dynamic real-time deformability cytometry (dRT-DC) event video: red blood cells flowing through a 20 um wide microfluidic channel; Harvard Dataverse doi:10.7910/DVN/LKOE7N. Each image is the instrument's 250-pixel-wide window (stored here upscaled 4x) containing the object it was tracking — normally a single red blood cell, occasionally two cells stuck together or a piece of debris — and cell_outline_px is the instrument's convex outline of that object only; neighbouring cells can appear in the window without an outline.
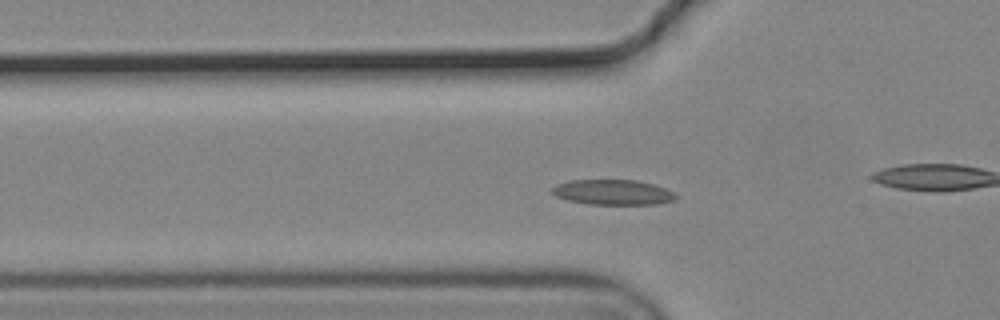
{"species": "common noctule bat (a hibernating species)", "species_latin": "Nyctalus noctula", "temperature_condition": "cold", "stored_images_in_passage": 54, "camera_frame_rate_fps": 3000, "um_per_image_px": 0.085, "animal": {"sex": "male", "body_mass_g": 19.2, "forearm_length_mm": 51.8}, "frame": {"image": 1, "passage_image": 16, "time_ms": 5.0, "image_size_px": [1000, 320], "cell_outline_px": [[676, 196], [672, 200], [656, 204], [588, 204], [568, 200], [556, 196], [552, 192], [552, 188], [556, 184], [572, 180], [636, 180], [652, 184], [664, 188], [672, 192]], "centroid_in_image_um": [52.05, 16.34], "position_along_channel_um": 73.8, "area_um2": 17.86}}
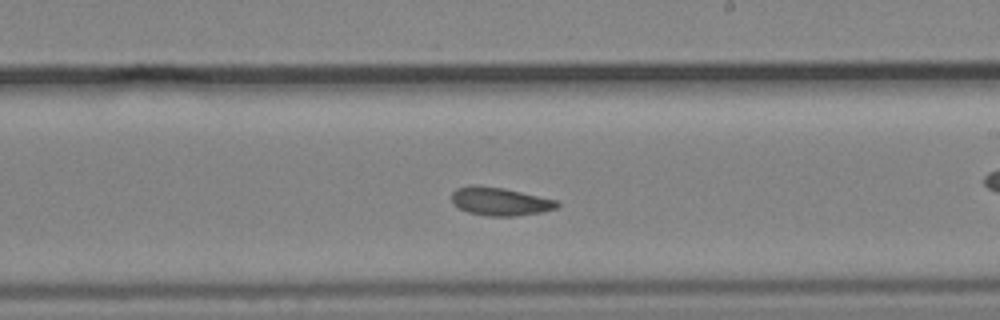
{"frame": {"image": 2, "passage_image": 30, "time_ms": 9.667, "image_size_px": [1000, 320], "cell_outline_px": [[560, 204], [556, 208], [544, 212], [516, 216], [488, 216], [468, 212], [460, 208], [452, 200], [452, 192], [456, 188], [472, 184], [480, 184], [504, 188], [560, 200]], "centroid_in_image_um": [42.55, 17.1], "position_along_channel_um": 246.5, "area_um2": 17.63}}
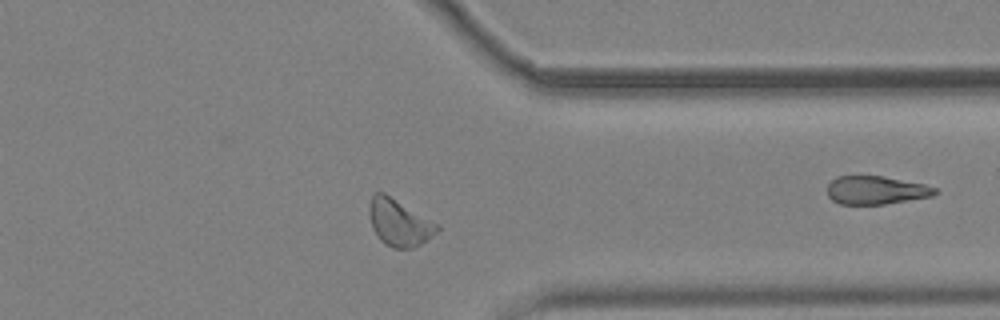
{"frame": {"image": 3, "passage_image": 41, "time_ms": 13.333, "image_size_px": [1000, 320], "cell_outline_px": [[440, 228], [428, 240], [412, 248], [392, 248], [380, 240], [372, 228], [368, 212], [368, 204], [372, 196], [376, 192], [384, 192], [440, 224]], "centroid_in_image_um": [33.93, 18.91], "position_along_channel_um": 377.5, "area_um2": 18.73}, "authors_computed_cell_mechanics": {"area_um2": 17.6579, "velocity_mm_per_s": 3.6892, "shape_relaxation_time_tau1_ms": null, "shape_relaxation_time_tau2_ms": 4.1409, "deformation_change_tau1": null, "deformation_change_tau2": 0.0952}}